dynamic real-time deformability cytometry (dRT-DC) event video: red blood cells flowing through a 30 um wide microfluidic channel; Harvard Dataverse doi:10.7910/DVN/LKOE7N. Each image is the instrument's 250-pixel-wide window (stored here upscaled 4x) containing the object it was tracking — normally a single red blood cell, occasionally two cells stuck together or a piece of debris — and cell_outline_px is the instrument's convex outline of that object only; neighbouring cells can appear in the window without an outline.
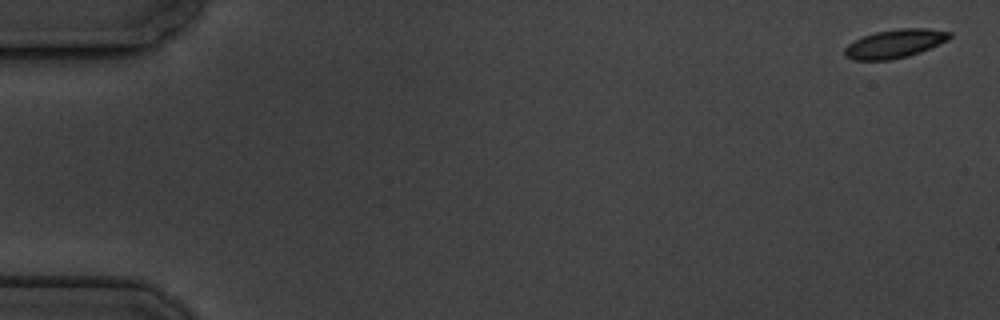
{"species": "common noctule bat (a hibernating species)", "species_latin": "Nyctalus noctula", "temperature_condition": "cold", "stored_images_in_passage": 6, "camera_frame_rate_fps": 3000, "um_per_image_px": 0.085, "animal": {"sex": "male", "body_mass_g": 19.5, "forearm_length_mm": 54.6}, "frame": {"image": 1, "passage_image": 1, "time_ms": 0.0, "image_size_px": [1000, 320], "cell_outline_px": [[952, 36], [948, 40], [920, 52], [908, 56], [888, 60], [852, 60], [844, 56], [844, 48], [848, 44], [864, 36], [876, 32], [900, 28], [928, 28], [952, 32]], "centroid_in_image_um": [76.07, 3.71], "position_along_channel_um": 8.9, "area_um2": 17.46}}
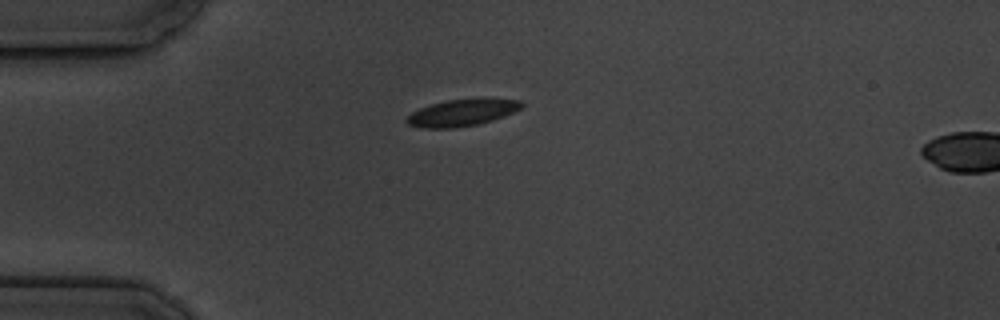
{"frame": {"image": 2, "passage_image": 5, "time_ms": 4.667, "image_size_px": [1000, 320], "cell_outline_px": [[524, 104], [520, 108], [504, 116], [492, 120], [476, 124], [452, 128], [424, 128], [408, 124], [404, 120], [412, 112], [420, 108], [432, 104], [448, 100], [484, 96], [520, 100]], "centroid_in_image_um": [39.31, 9.53], "position_along_channel_um": 45.7, "area_um2": 18.21}}